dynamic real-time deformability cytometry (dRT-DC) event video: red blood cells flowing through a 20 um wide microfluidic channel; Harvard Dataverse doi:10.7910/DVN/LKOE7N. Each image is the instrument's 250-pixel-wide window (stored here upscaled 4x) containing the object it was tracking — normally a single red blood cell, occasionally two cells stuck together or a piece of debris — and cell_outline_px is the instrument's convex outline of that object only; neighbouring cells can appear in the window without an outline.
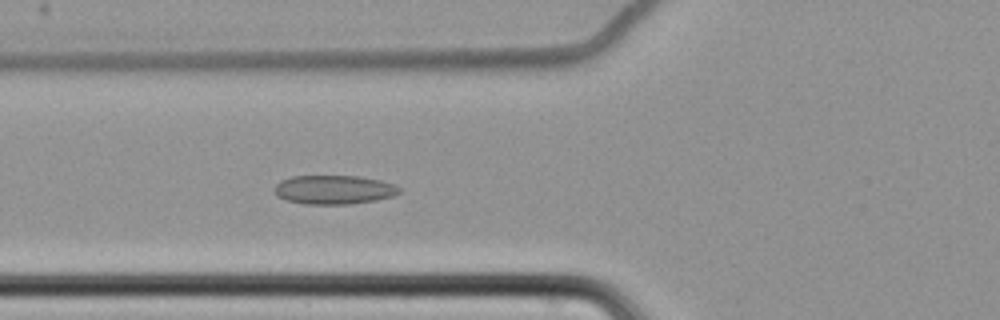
{"species": "common noctule bat (a hibernating species)", "species_latin": "Nyctalus noctula", "temperature_condition": "cold", "stored_images_in_passage": 57, "camera_frame_rate_fps": 3000, "um_per_image_px": 0.085, "animal": {"sex": "female", "body_mass_g": 22.7, "forearm_length_mm": 54.2}, "frame": {"image": 1, "passage_image": 20, "time_ms": 6.333, "image_size_px": [1000, 320], "cell_outline_px": [[400, 192], [392, 196], [376, 200], [348, 204], [304, 204], [288, 200], [276, 196], [272, 192], [272, 188], [280, 180], [292, 176], [360, 176], [380, 180], [392, 184], [400, 188]], "centroid_in_image_um": [28.32, 16.12], "position_along_channel_um": 97.5, "area_um2": 21.15}}
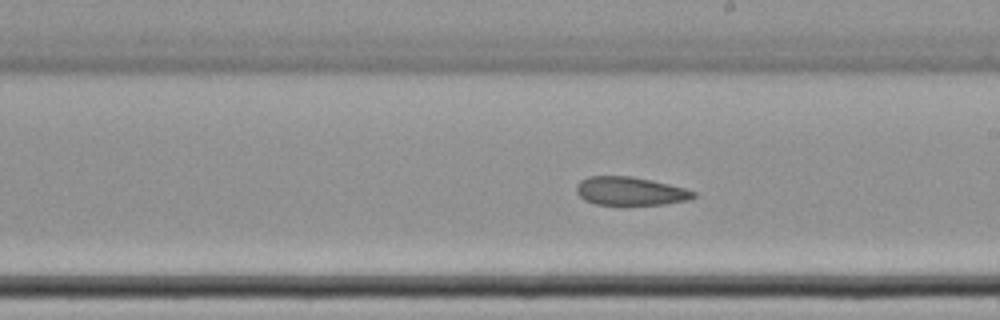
{"frame": {"image": 2, "passage_image": 32, "time_ms": 10.333, "image_size_px": [1000, 320], "cell_outline_px": [[696, 196], [688, 200], [664, 204], [624, 208], [596, 204], [584, 200], [576, 192], [576, 184], [580, 180], [588, 176], [632, 176], [652, 180], [684, 188], [696, 192]], "centroid_in_image_um": [53.54, 16.29], "position_along_channel_um": 235.5, "area_um2": 20.29}}
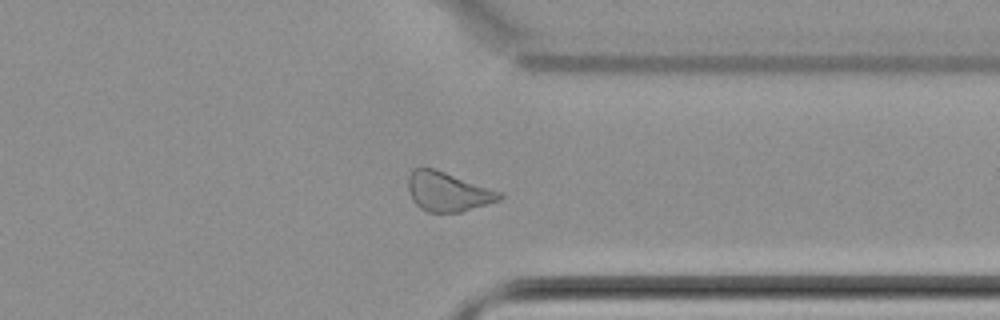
{"frame": {"image": 3, "passage_image": 44, "time_ms": 14.333, "image_size_px": [1000, 320], "cell_outline_px": [[504, 196], [500, 200], [460, 212], [428, 212], [420, 208], [412, 200], [408, 188], [408, 176], [412, 168], [436, 168], [504, 192]], "centroid_in_image_um": [38.08, 16.27], "position_along_channel_um": 373.3, "area_um2": 21.27}, "authors_computed_cell_mechanics": {"area_um2": 21.7906, "velocity_mm_per_s": 3.4535, "shape_relaxation_time_tau1_ms": null, "shape_relaxation_time_tau2_ms": 6.1478, "deformation_change_tau1": null, "deformation_change_tau2": 0.1297}}